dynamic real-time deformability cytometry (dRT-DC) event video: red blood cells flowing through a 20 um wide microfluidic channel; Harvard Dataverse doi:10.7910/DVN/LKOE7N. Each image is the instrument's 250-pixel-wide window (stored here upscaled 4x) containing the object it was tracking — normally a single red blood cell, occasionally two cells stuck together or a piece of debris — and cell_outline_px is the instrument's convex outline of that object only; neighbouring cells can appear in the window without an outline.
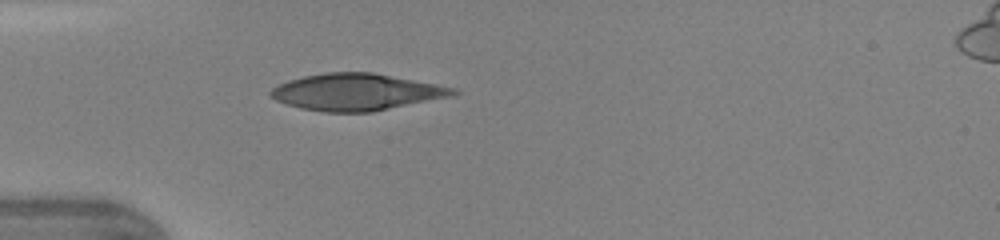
{"species": "human", "species_latin": "Homo sapiens", "temperature_condition": "warm", "stored_images_in_passage": 33, "camera_frame_rate_fps": 3000, "um_per_image_px": 0.085, "donor": {"sex": "female"}, "frame": {"image": 1, "passage_image": 1, "time_ms": 0.0, "image_size_px": [1000, 240], "cell_outline_px": [[460, 92], [456, 96], [372, 112], [324, 112], [300, 108], [276, 100], [268, 96], [268, 92], [272, 88], [288, 80], [304, 76], [328, 72], [372, 72], [456, 88]], "centroid_in_image_um": [30.32, 7.83], "position_along_channel_um": 54.7, "area_um2": 39.25}}
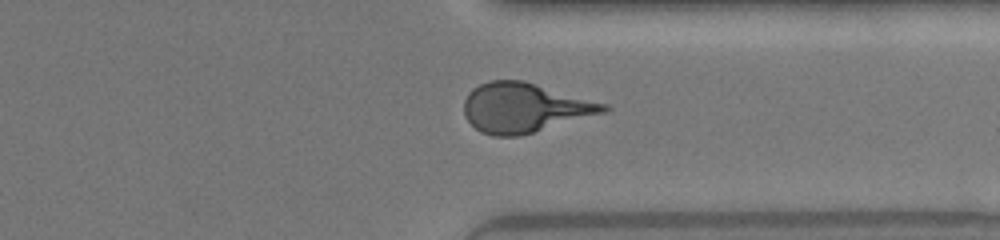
{"frame": {"image": 2, "passage_image": 23, "time_ms": 7.333, "image_size_px": [1000, 240], "cell_outline_px": [[612, 108], [608, 112], [520, 136], [492, 136], [480, 132], [464, 116], [464, 100], [468, 92], [472, 88], [488, 80], [524, 80], [608, 104]], "centroid_in_image_um": [44.6, 9.15], "position_along_channel_um": 366.8, "area_um2": 40.69}}
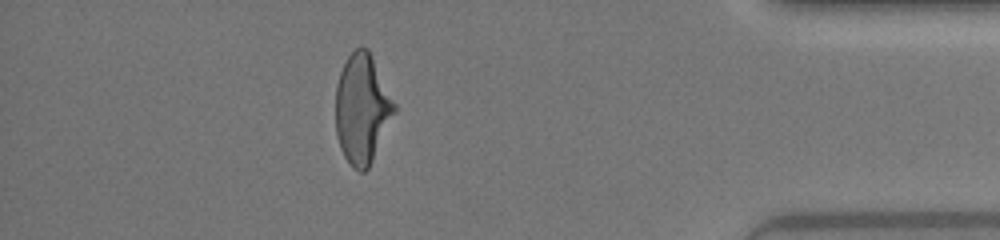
{"frame": {"image": 3, "passage_image": 28, "time_ms": 9.0, "image_size_px": [1000, 240], "cell_outline_px": [[396, 112], [368, 168], [364, 172], [360, 172], [352, 168], [344, 156], [340, 148], [336, 136], [336, 84], [340, 72], [348, 56], [356, 48], [368, 48], [396, 104]], "centroid_in_image_um": [30.77, 9.27], "position_along_channel_um": 404.4, "area_um2": 37.4}, "authors_computed_cell_mechanics": {"area_um2": 39.1884, "velocity_mm_per_s": 4.3771, "shape_relaxation_time_tau1_ms": 3.8251, "shape_relaxation_time_tau2_ms": null, "deformation_change_tau1": 0.1903, "deformation_change_tau2": null}}